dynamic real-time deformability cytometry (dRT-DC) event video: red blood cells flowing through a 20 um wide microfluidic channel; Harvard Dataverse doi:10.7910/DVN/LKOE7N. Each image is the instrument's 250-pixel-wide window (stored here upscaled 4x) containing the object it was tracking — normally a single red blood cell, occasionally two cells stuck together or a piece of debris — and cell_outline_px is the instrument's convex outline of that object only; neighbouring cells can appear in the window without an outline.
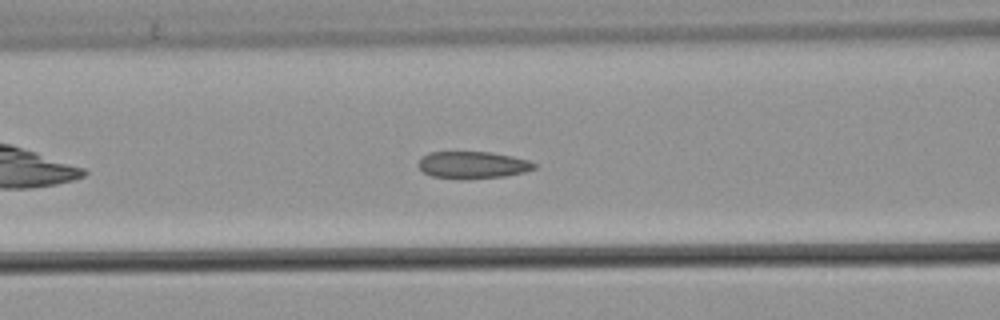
{"species": "common noctule bat (a hibernating species)", "species_latin": "Nyctalus noctula", "temperature_condition": "warm", "stored_images_in_passage": 4, "camera_frame_rate_fps": 3000, "um_per_image_px": 0.085, "animal": {"sex": "male", "body_mass_g": 21.5, "forearm_length_mm": 52.0}, "frame": {"image": 1, "passage_image": 4, "time_ms": 1.0, "image_size_px": [1000, 320], "cell_outline_px": [[536, 168], [524, 172], [504, 176], [464, 180], [460, 180], [432, 176], [424, 172], [420, 168], [420, 160], [428, 152], [492, 152], [512, 156], [528, 160], [536, 164]], "centroid_in_image_um": [40.2, 14.03], "position_along_channel_um": 126.4, "area_um2": 18.32}}